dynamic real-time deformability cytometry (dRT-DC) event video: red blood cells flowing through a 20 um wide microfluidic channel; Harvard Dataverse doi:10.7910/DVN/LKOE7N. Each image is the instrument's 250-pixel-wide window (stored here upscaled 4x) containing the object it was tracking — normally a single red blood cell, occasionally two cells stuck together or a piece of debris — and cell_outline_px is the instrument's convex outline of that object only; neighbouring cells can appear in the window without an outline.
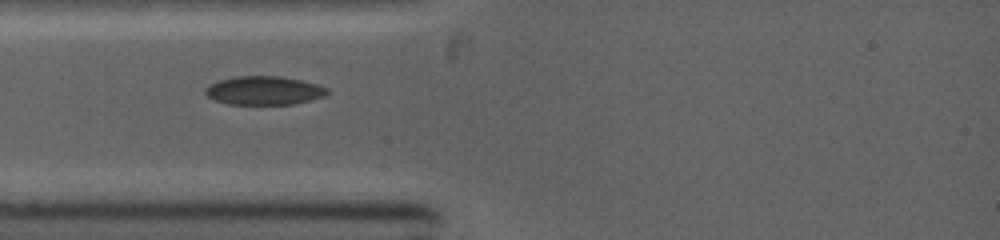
{"species": "common noctule bat (a hibernating species)", "species_latin": "Nyctalus noctula", "temperature_condition": "warm", "stored_images_in_passage": 43, "camera_frame_rate_fps": 5000, "um_per_image_px": 0.085, "animal": {"sex": "female", "body_mass_g": 19.0, "forearm_length_mm": 53.3}, "frame": {"image": 1, "passage_image": 1, "time_ms": 0.0, "image_size_px": [1000, 240], "cell_outline_px": [[328, 92], [324, 96], [292, 104], [228, 104], [216, 100], [208, 96], [204, 92], [204, 88], [208, 84], [216, 80], [236, 76], [280, 76], [300, 80], [316, 84], [328, 88]], "centroid_in_image_um": [22.38, 7.68], "position_along_channel_um": 62.6, "area_um2": 20.29}}
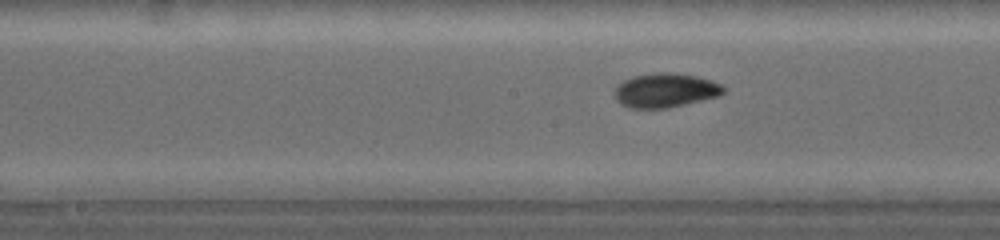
{"frame": {"image": 2, "passage_image": 14, "time_ms": 2.8, "image_size_px": [1000, 240], "cell_outline_px": [[724, 92], [720, 96], [668, 108], [628, 108], [620, 104], [616, 100], [616, 88], [624, 80], [632, 76], [652, 72], [676, 72], [696, 76], [712, 80], [720, 84], [724, 88]], "centroid_in_image_um": [56.56, 7.67], "position_along_channel_um": 191.6, "area_um2": 21.85}}
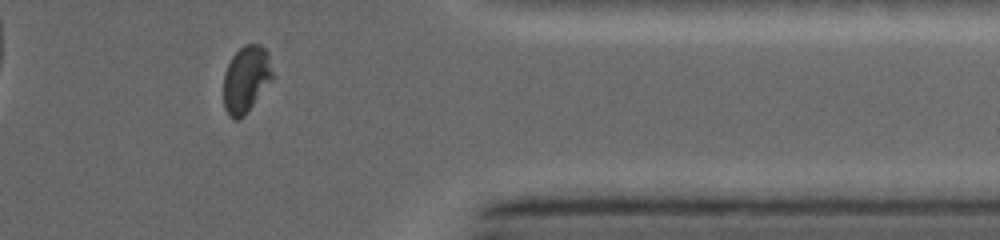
{"frame": {"image": 3, "passage_image": 39, "time_ms": 7.4, "image_size_px": [1000, 240], "cell_outline_px": [[276, 76], [244, 116], [236, 120], [232, 120], [228, 116], [224, 108], [224, 72], [232, 56], [244, 44], [260, 44], [268, 52]], "centroid_in_image_um": [20.95, 6.73], "position_along_channel_um": 390.4, "area_um2": 19.54}}